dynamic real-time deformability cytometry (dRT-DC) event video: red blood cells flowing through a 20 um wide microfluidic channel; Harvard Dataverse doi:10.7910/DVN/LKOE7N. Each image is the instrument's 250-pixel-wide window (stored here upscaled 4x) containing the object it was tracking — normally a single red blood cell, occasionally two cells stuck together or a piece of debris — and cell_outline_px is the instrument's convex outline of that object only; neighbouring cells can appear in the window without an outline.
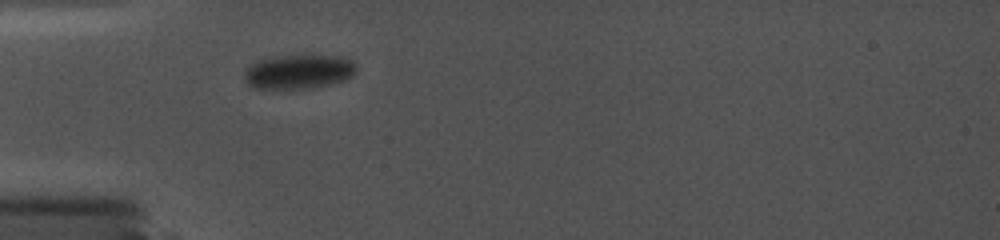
{"species": "common noctule bat (a hibernating species)", "species_latin": "Nyctalus noctula", "temperature_condition": "cold", "stored_images_in_passage": 73, "camera_frame_rate_fps": 5000, "um_per_image_px": 0.085, "animal": {"sex": "female", "body_mass_g": 19.0, "forearm_length_mm": 56.7}, "frame": {"image": 1, "passage_image": 1, "time_ms": 0.0, "image_size_px": [1000, 240], "cell_outline_px": [[356, 72], [352, 76], [344, 80], [332, 84], [312, 88], [288, 92], [256, 88], [248, 84], [244, 76], [244, 72], [252, 64], [260, 60], [272, 56], [300, 52], [304, 52], [336, 56], [352, 60], [356, 68]], "centroid_in_image_um": [25.38, 6.09], "position_along_channel_um": 59.6, "area_um2": 23.87}}
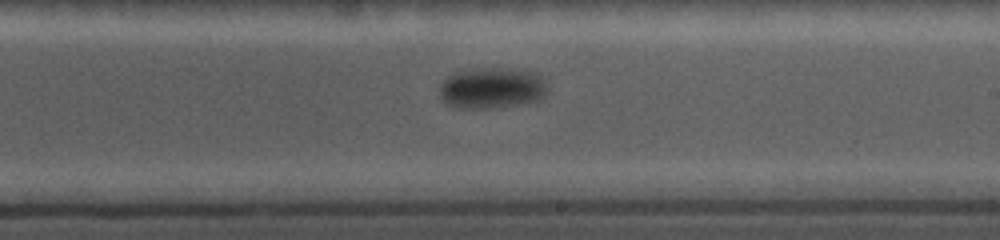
{"frame": {"image": 2, "passage_image": 45, "time_ms": 5.6, "image_size_px": [1000, 240], "cell_outline_px": [[548, 92], [540, 100], [516, 104], [488, 108], [456, 108], [440, 100], [440, 84], [448, 76], [464, 68], [492, 68], [528, 72], [536, 76], [544, 84]], "centroid_in_image_um": [41.7, 7.5], "position_along_channel_um": 247.3, "area_um2": 25.32}}
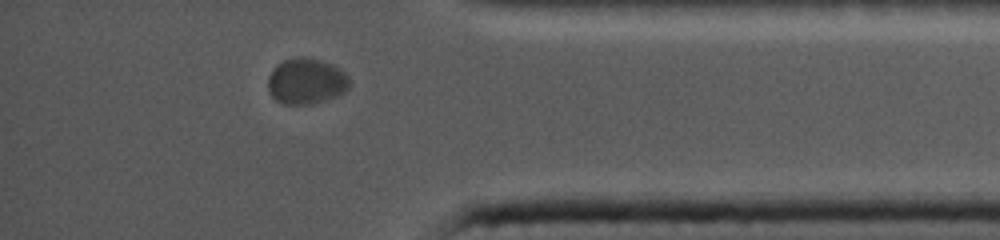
{"frame": {"image": 3, "passage_image": 66, "time_ms": 10.4, "image_size_px": [1000, 240], "cell_outline_px": [[352, 80], [348, 88], [344, 92], [336, 96], [312, 104], [284, 104], [276, 100], [272, 96], [268, 88], [268, 76], [276, 64], [284, 60], [300, 56], [324, 60], [340, 68]], "centroid_in_image_um": [26.05, 6.88], "position_along_channel_um": 409.2, "area_um2": 22.02}}